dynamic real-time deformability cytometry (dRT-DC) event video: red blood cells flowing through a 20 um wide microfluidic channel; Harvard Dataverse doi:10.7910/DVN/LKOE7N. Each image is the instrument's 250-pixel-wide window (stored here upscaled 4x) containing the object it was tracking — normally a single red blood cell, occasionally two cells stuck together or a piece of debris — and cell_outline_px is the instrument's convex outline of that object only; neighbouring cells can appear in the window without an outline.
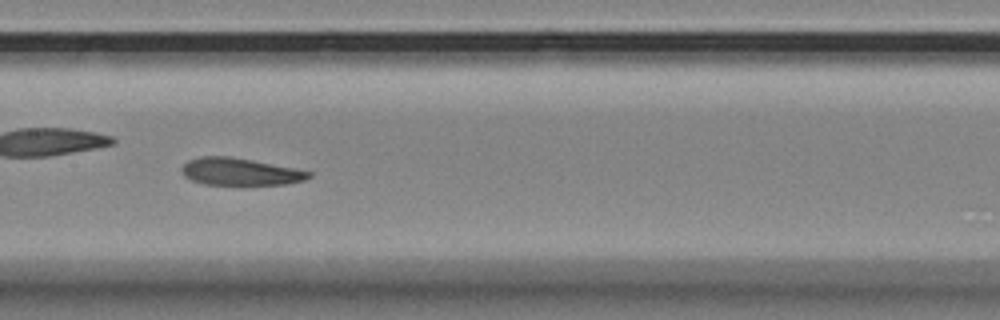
{"species": "Egyptian fruit bat (a non-hibernating species)", "species_latin": "Rousettus aegyptiacus", "temperature_condition": "room temperature", "stored_images_in_passage": 40, "camera_frame_rate_fps": 3000, "um_per_image_px": 0.085, "animal": {"sex": "female"}, "frame": {"image": 1, "passage_image": 12, "time_ms": 3.667, "image_size_px": [1000, 320], "cell_outline_px": [[312, 176], [304, 180], [284, 184], [240, 188], [204, 184], [192, 180], [184, 176], [180, 172], [180, 168], [188, 160], [200, 156], [228, 156], [252, 160], [312, 172]], "centroid_in_image_um": [20.36, 14.65], "position_along_channel_um": 187.0, "area_um2": 21.1}, "authors_computed_cell_mechanics": {"area_um2": 21.1837, "velocity_mm_per_s": 3.5403, "shape_relaxation_time_tau1_ms": 6.0156, "shape_relaxation_time_tau2_ms": 2.8434, "deformation_change_tau1": 0.1694, "deformation_change_tau2": 0.1167}}